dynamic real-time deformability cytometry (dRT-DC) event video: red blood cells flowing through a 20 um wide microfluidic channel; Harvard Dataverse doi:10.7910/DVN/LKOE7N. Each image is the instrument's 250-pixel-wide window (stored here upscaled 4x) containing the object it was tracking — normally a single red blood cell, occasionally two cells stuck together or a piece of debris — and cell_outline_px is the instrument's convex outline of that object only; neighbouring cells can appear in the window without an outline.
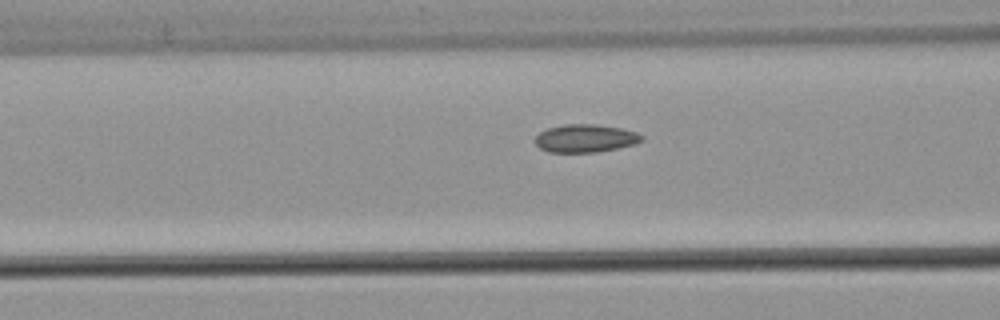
{"species": "common noctule bat (a hibernating species)", "species_latin": "Nyctalus noctula", "temperature_condition": "warm", "stored_images_in_passage": 4, "camera_frame_rate_fps": 3000, "um_per_image_px": 0.085, "animal": {"sex": "male", "body_mass_g": 21.5, "forearm_length_mm": 52.0}, "frame": {"image": 1, "passage_image": 3, "time_ms": 0.667, "image_size_px": [1000, 320], "cell_outline_px": [[644, 140], [636, 144], [596, 152], [548, 152], [540, 148], [532, 140], [540, 132], [548, 128], [564, 124], [596, 124], [620, 128], [636, 132], [644, 136]], "centroid_in_image_um": [49.75, 11.75], "position_along_channel_um": 116.9, "area_um2": 17.46}}